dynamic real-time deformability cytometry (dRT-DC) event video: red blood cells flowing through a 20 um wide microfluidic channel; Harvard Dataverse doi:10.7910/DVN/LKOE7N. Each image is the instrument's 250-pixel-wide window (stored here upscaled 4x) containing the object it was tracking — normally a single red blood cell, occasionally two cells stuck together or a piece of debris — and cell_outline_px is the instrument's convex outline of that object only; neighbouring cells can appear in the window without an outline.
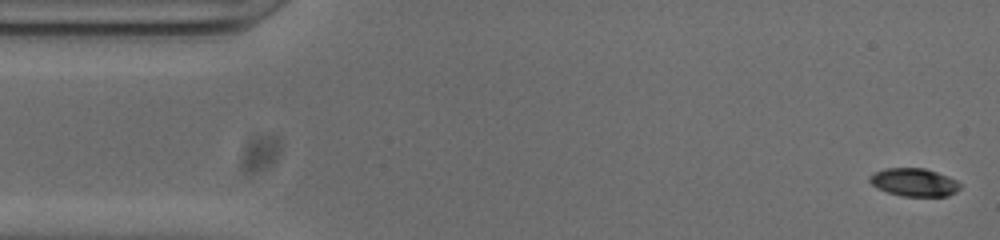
{"species": "common noctule bat (a hibernating species)", "species_latin": "Nyctalus noctula", "temperature_condition": "cold", "stored_images_in_passage": 52, "camera_frame_rate_fps": 3000, "um_per_image_px": 0.085, "animal": {"sex": "male", "body_mass_g": 20.0, "forearm_length_mm": 53.3}, "frame": {"image": 1, "passage_image": 1, "time_ms": 0.0, "image_size_px": [1000, 240], "cell_outline_px": [[960, 188], [956, 192], [948, 196], [900, 196], [888, 192], [872, 184], [868, 180], [868, 176], [884, 168], [924, 168], [936, 172], [956, 180], [960, 184]], "centroid_in_image_um": [77.7, 15.49], "position_along_channel_um": 7.3, "area_um2": 14.62}}
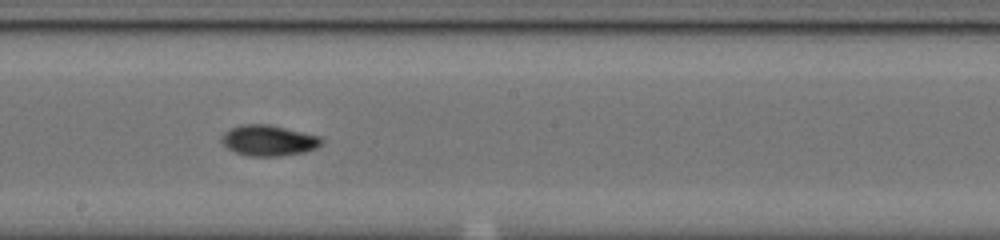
{"frame": {"image": 2, "passage_image": 27, "time_ms": 8.667, "image_size_px": [1000, 240], "cell_outline_px": [[324, 140], [316, 148], [304, 152], [280, 156], [248, 156], [236, 152], [228, 148], [220, 140], [224, 132], [228, 128], [240, 124], [268, 124], [320, 136]], "centroid_in_image_um": [22.81, 11.93], "position_along_channel_um": 225.4, "area_um2": 17.92}}
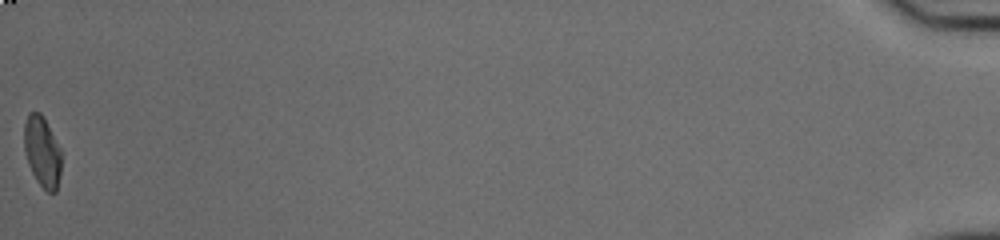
{"frame": {"image": 3, "passage_image": 52, "time_ms": 17.0, "image_size_px": [1000, 240], "cell_outline_px": [[60, 172], [56, 192], [48, 192], [36, 180], [28, 164], [24, 152], [24, 124], [28, 112], [40, 112], [44, 116], [60, 148]], "centroid_in_image_um": [3.56, 12.85], "position_along_channel_um": 431.6, "area_um2": 15.32}, "authors_computed_cell_mechanics": {"area_um2": 16.3863, "velocity_mm_per_s": 3.8488, "shape_relaxation_time_tau1_ms": 4.794, "shape_relaxation_time_tau2_ms": 2.2625, "deformation_change_tau1": 0.1912, "deformation_change_tau2": 0.0612}}